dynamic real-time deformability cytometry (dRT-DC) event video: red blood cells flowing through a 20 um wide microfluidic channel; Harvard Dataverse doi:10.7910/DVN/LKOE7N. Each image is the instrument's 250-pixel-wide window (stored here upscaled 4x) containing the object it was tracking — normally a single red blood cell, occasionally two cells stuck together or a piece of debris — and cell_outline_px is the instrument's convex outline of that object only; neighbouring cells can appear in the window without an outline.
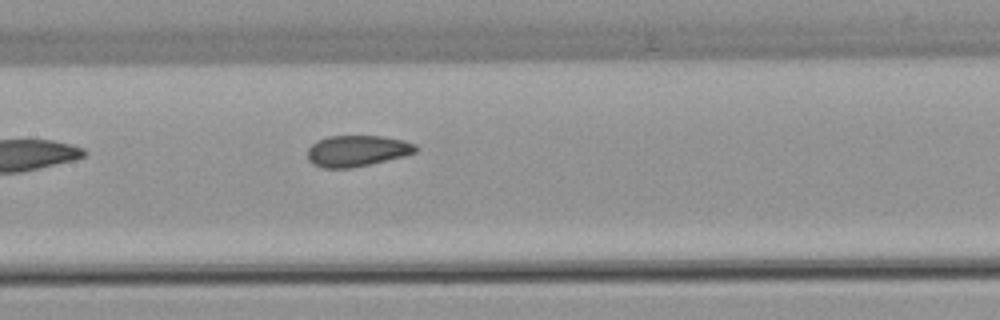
{"species": "common noctule bat (a hibernating species)", "species_latin": "Nyctalus noctula", "temperature_condition": "warm", "stored_images_in_passage": 7, "camera_frame_rate_fps": 3000, "um_per_image_px": 0.085, "animal": {"sex": "female", "body_mass_g": 22.7, "forearm_length_mm": 54.2}, "frame": {"image": 1, "passage_image": 7, "time_ms": 7.333, "image_size_px": [1000, 320], "cell_outline_px": [[416, 152], [404, 156], [352, 168], [320, 168], [312, 164], [308, 160], [308, 148], [316, 140], [328, 136], [384, 136], [404, 140], [416, 144]], "centroid_in_image_um": [30.32, 12.82], "position_along_channel_um": 177.1, "area_um2": 19.77}}